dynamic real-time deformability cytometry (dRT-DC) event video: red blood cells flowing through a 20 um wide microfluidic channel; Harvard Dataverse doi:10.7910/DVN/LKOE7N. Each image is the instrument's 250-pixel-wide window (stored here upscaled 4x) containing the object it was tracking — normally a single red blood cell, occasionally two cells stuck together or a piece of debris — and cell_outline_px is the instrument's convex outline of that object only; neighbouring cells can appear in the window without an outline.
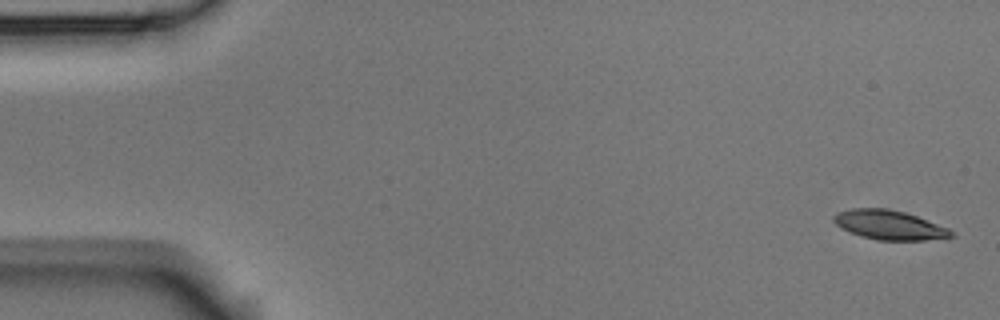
{"species": "Egyptian fruit bat (a non-hibernating species)", "species_latin": "Rousettus aegyptiacus", "temperature_condition": "room temperature", "stored_images_in_passage": 5, "camera_frame_rate_fps": 3000, "um_per_image_px": 0.085, "animal": {"sex": "male"}, "frame": {"image": 1, "passage_image": 1, "time_ms": 0.0, "image_size_px": [1000, 320], "cell_outline_px": [[956, 236], [924, 240], [880, 240], [860, 236], [836, 224], [832, 220], [832, 216], [836, 212], [852, 208], [884, 208], [904, 212], [916, 216], [948, 228]], "centroid_in_image_um": [75.57, 19.11], "position_along_channel_um": 9.4, "area_um2": 19.83}}